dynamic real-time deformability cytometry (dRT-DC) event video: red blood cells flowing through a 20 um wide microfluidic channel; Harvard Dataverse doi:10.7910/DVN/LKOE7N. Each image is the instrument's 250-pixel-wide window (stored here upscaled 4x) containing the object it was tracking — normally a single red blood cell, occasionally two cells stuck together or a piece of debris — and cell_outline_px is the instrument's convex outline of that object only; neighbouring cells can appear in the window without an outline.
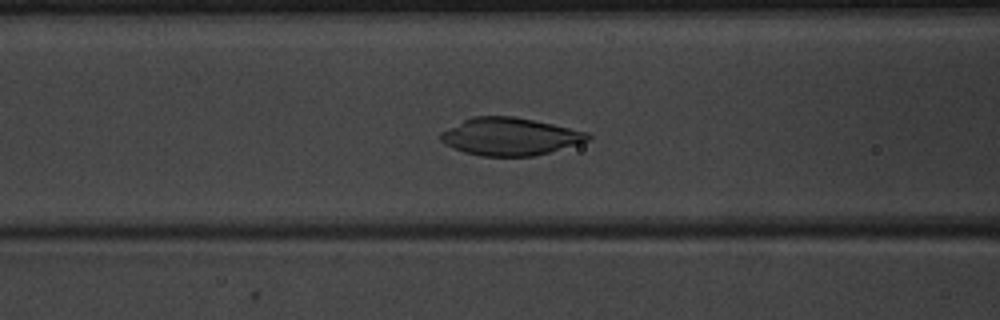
{"species": "common noctule bat (a hibernating species)", "species_latin": "Nyctalus noctula", "temperature_condition": "warm", "stored_images_in_passage": 54, "segment_of_instrument_passage": [1, 2], "camera_frame_rate_fps": 3000, "um_per_image_px": 0.085, "animal": {"sex": "male", "body_mass_g": 20.1, "forearm_length_mm": 53.5}, "frame": {"image": 1, "passage_image": 23, "time_ms": 7.333, "image_size_px": [1000, 320], "cell_outline_px": [[592, 140], [548, 152], [532, 156], [480, 156], [464, 152], [444, 144], [440, 140], [440, 132], [472, 116], [512, 116], [552, 124], [588, 132], [592, 136]], "centroid_in_image_um": [43.34, 11.61], "position_along_channel_um": 123.3, "area_um2": 32.08}}
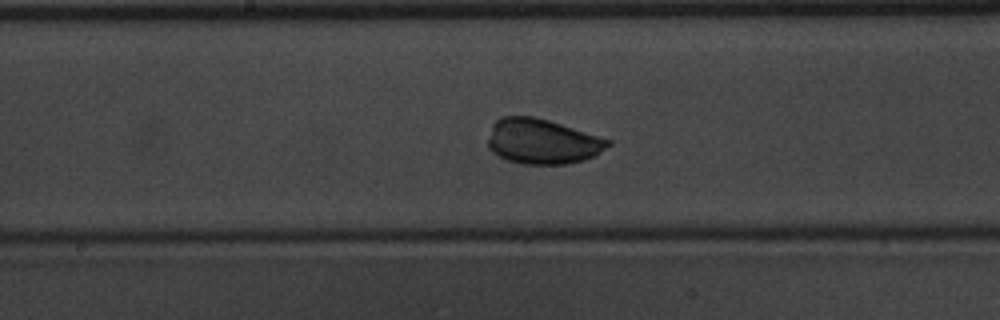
{"frame": {"image": 2, "passage_image": 29, "time_ms": 9.333, "image_size_px": [1000, 320], "cell_outline_px": [[612, 144], [596, 156], [584, 160], [568, 164], [520, 164], [508, 160], [492, 152], [488, 148], [488, 140], [492, 124], [500, 116], [532, 116], [548, 120], [612, 140]], "centroid_in_image_um": [46.11, 12.03], "position_along_channel_um": 202.1, "area_um2": 31.73}}
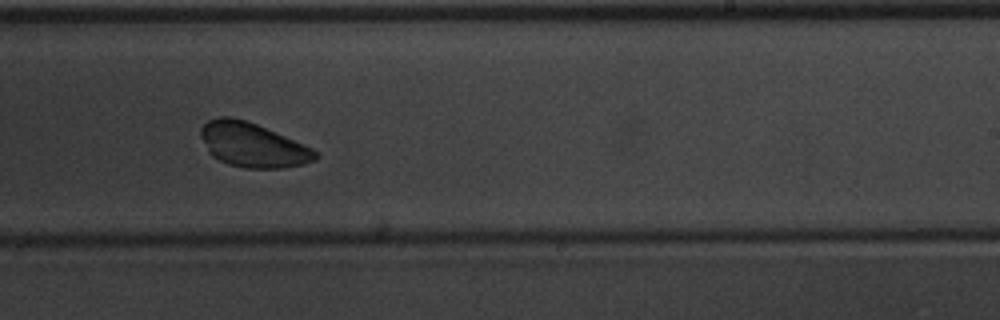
{"frame": {"image": 3, "passage_image": 34, "time_ms": 11.0, "image_size_px": [1000, 320], "cell_outline_px": [[320, 156], [316, 160], [304, 164], [280, 168], [244, 168], [228, 164], [212, 156], [208, 152], [200, 136], [200, 128], [208, 120], [216, 116], [228, 116], [244, 120], [256, 124], [312, 148]], "centroid_in_image_um": [21.44, 12.32], "position_along_channel_um": 267.6, "area_um2": 29.48}}